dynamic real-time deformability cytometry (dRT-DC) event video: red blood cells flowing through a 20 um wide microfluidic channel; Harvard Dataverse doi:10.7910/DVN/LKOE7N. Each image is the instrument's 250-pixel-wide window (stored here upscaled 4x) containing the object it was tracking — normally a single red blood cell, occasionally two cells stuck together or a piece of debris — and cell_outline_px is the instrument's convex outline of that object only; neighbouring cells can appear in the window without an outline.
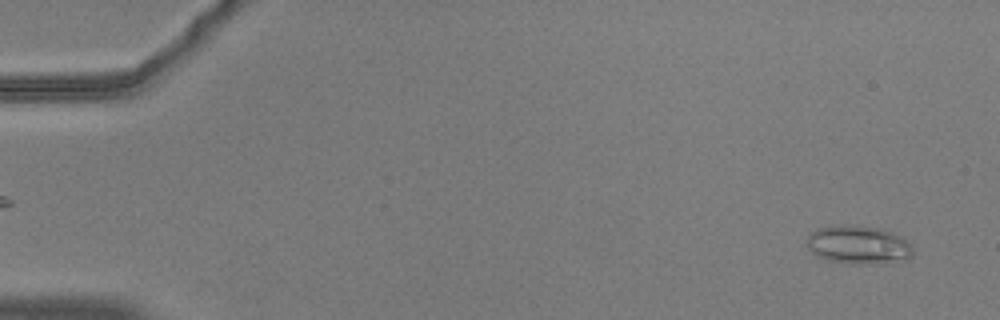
{"species": "common noctule bat (a hibernating species)", "species_latin": "Nyctalus noctula", "temperature_condition": "warm", "stored_images_in_passage": 55, "camera_frame_rate_fps": 3000, "um_per_image_px": 0.085, "animal": {"sex": "male", "body_mass_g": 20.5, "forearm_length_mm": 52.5}, "frame": {"image": 1, "passage_image": 3, "time_ms": 0.667, "image_size_px": [1000, 320], "cell_outline_px": [[912, 256], [888, 264], [848, 264], [828, 260], [816, 256], [808, 248], [808, 236], [816, 228], [852, 224], [880, 228], [904, 236], [908, 240], [912, 248]], "centroid_in_image_um": [73.0, 20.82], "position_along_channel_um": 12.0, "area_um2": 24.1}}
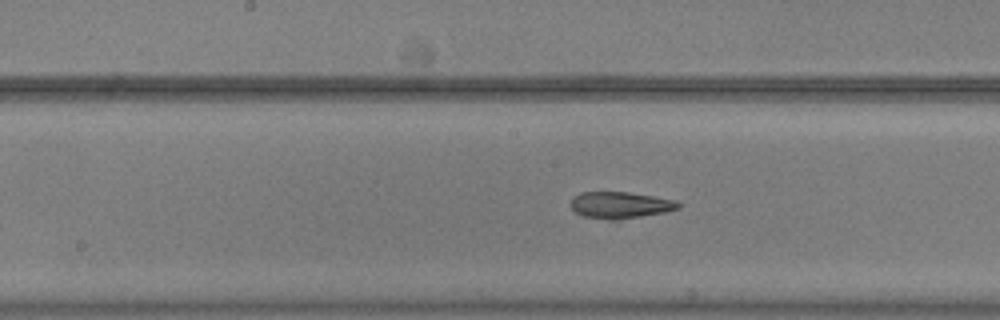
{"frame": {"image": 2, "passage_image": 29, "time_ms": 9.333, "image_size_px": [1000, 320], "cell_outline_px": [[680, 208], [664, 212], [620, 220], [608, 220], [584, 216], [576, 212], [568, 204], [572, 196], [580, 192], [628, 192], [652, 196], [672, 200], [680, 204]], "centroid_in_image_um": [52.64, 17.43], "position_along_channel_um": 195.6, "area_um2": 16.7}}
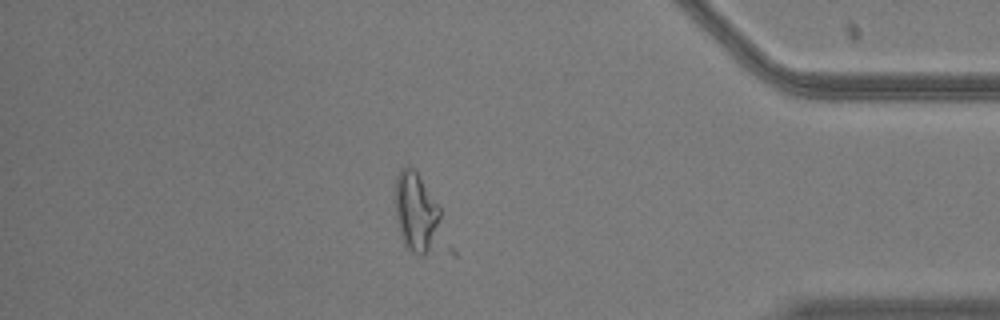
{"frame": {"image": 3, "passage_image": 48, "time_ms": 15.667, "image_size_px": [1000, 320], "cell_outline_px": [[456, 256], [420, 256], [412, 252], [404, 244], [400, 236], [396, 220], [396, 176], [400, 168], [404, 164], [408, 164], [416, 172], [440, 208], [456, 252]], "centroid_in_image_um": [35.74, 18.47], "position_along_channel_um": 399.5, "area_um2": 25.37}}